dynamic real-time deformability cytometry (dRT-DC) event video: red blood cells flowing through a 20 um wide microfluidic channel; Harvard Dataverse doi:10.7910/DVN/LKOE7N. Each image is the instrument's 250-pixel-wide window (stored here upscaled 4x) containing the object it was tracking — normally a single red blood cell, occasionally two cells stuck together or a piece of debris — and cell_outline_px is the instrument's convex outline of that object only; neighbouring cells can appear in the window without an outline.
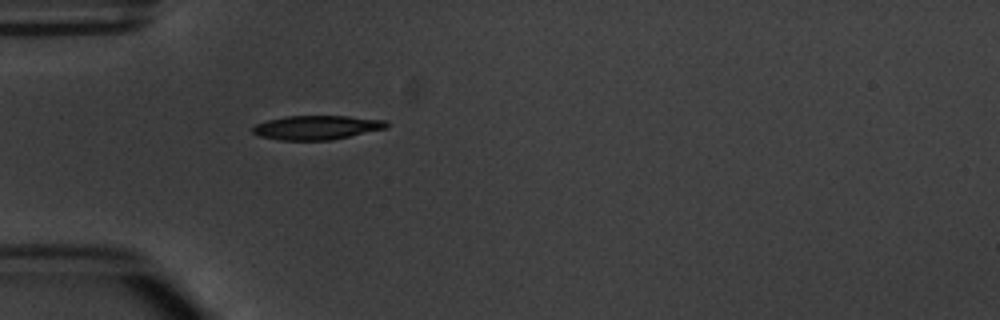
{"species": "common noctule bat (a hibernating species)", "species_latin": "Nyctalus noctula", "temperature_condition": "warm", "stored_images_in_passage": 1, "camera_frame_rate_fps": 3000, "um_per_image_px": 0.085, "animal": {"sex": "male", "body_mass_g": 20.1, "forearm_length_mm": 53.5}, "frame": {"image": 1, "passage_image": 1, "time_ms": 0.0, "image_size_px": [1000, 320], "cell_outline_px": [[388, 124], [384, 128], [332, 140], [280, 140], [260, 136], [252, 132], [252, 128], [256, 124], [268, 120], [284, 116], [348, 116], [384, 120]], "centroid_in_image_um": [26.87, 10.83], "position_along_channel_um": 58.1, "area_um2": 18.55}}